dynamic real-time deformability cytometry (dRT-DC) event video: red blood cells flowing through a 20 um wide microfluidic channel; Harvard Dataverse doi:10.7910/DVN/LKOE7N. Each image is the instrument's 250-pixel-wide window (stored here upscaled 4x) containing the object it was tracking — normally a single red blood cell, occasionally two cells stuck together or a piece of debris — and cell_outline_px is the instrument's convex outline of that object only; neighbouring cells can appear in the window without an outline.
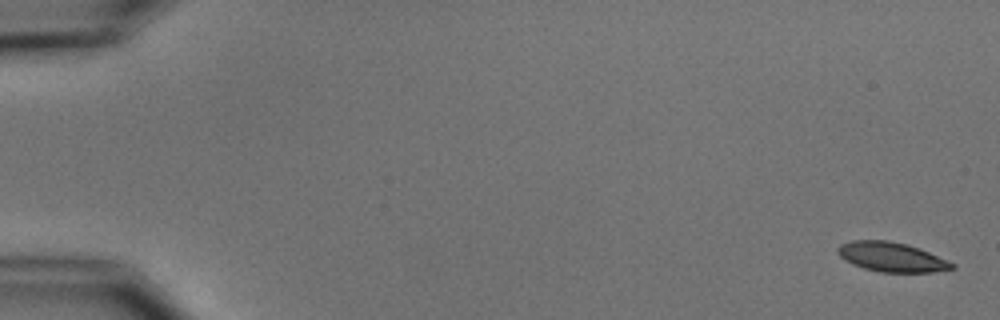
{"species": "common noctule bat (a hibernating species)", "species_latin": "Nyctalus noctula", "temperature_condition": "cold", "stored_images_in_passage": 7, "camera_frame_rate_fps": 3000, "um_per_image_px": 0.085, "animal": {"sex": "male", "body_mass_g": 15.6}, "frame": {"image": 1, "passage_image": 1, "time_ms": 0.0, "image_size_px": [1000, 320], "cell_outline_px": [[956, 268], [932, 272], [880, 272], [864, 268], [852, 264], [844, 260], [836, 252], [836, 248], [840, 244], [852, 240], [888, 240], [908, 244], [920, 248], [956, 264]], "centroid_in_image_um": [75.77, 21.84], "position_along_channel_um": 9.2, "area_um2": 19.83}}
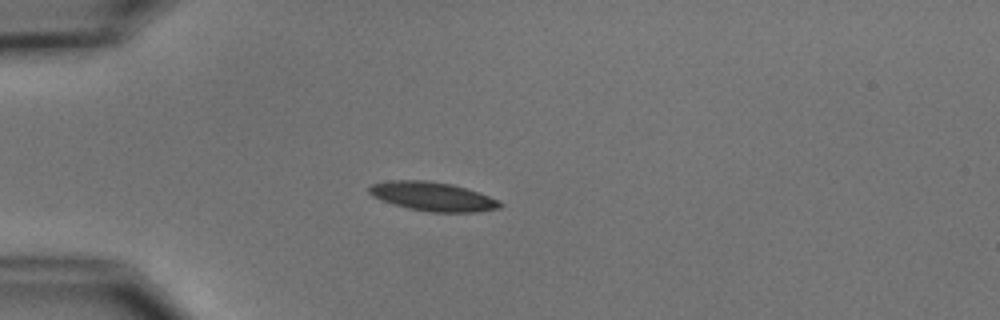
{"frame": {"image": 2, "passage_image": 5, "time_ms": 4.667, "image_size_px": [1000, 320], "cell_outline_px": [[504, 204], [500, 208], [476, 212], [432, 212], [408, 208], [372, 196], [368, 192], [368, 188], [372, 184], [392, 180], [424, 180], [452, 184], [500, 200]], "centroid_in_image_um": [36.8, 16.7], "position_along_channel_um": 48.2, "area_um2": 21.79}}